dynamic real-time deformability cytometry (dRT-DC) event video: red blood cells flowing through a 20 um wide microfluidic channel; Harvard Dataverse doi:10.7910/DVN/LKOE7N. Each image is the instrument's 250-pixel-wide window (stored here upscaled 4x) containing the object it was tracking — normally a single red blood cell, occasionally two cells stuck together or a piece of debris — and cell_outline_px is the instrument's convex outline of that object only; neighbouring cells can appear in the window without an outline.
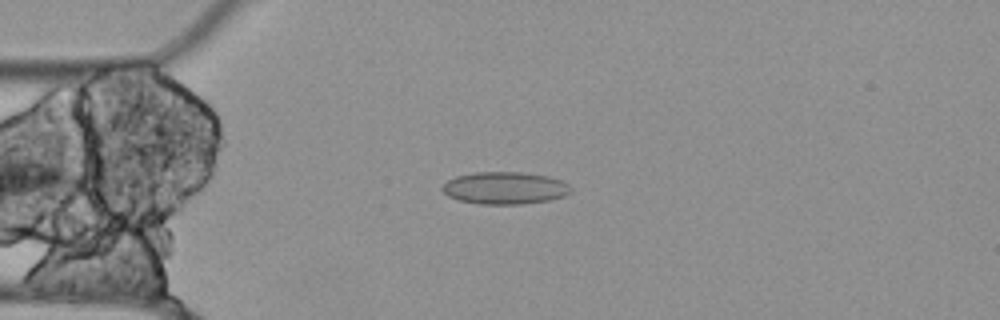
{"species": "Egyptian fruit bat (a non-hibernating species)", "species_latin": "Rousettus aegyptiacus", "temperature_condition": "cold", "stored_images_in_passage": 4, "camera_frame_rate_fps": 3000, "um_per_image_px": 0.085, "animal": {"sex": "female"}, "frame": {"image": 1, "passage_image": 1, "time_ms": 0.0, "image_size_px": [1000, 320], "cell_outline_px": [[572, 192], [564, 196], [548, 200], [520, 204], [480, 204], [460, 200], [448, 196], [440, 188], [448, 180], [456, 176], [476, 172], [520, 172], [548, 176], [560, 180], [568, 184], [572, 188]], "centroid_in_image_um": [42.92, 15.98], "position_along_channel_um": 42.1, "area_um2": 24.1}}